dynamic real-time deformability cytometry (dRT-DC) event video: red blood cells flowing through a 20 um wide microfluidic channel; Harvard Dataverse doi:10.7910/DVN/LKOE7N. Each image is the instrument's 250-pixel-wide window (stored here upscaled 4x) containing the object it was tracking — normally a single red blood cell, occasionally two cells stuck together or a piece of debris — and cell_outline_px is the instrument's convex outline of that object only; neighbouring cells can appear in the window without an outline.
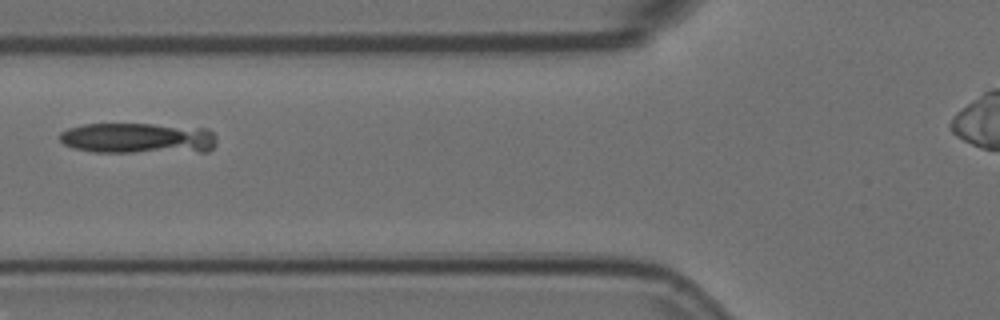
{"species": "Egyptian fruit bat (a non-hibernating species)", "species_latin": "Rousettus aegyptiacus", "temperature_condition": "room temperature", "stored_images_in_passage": 5, "camera_frame_rate_fps": 3000, "um_per_image_px": 0.085, "animal": {"sex": "female"}, "frame": {"image": 1, "passage_image": 5, "time_ms": 1.333, "image_size_px": [1000, 320], "cell_outline_px": [[216, 144], [208, 152], [96, 152], [72, 148], [64, 144], [60, 140], [60, 132], [68, 128], [84, 124], [152, 124], [208, 128], [216, 136]], "centroid_in_image_um": [11.77, 11.75], "position_along_channel_um": 114.0, "area_um2": 28.5}}